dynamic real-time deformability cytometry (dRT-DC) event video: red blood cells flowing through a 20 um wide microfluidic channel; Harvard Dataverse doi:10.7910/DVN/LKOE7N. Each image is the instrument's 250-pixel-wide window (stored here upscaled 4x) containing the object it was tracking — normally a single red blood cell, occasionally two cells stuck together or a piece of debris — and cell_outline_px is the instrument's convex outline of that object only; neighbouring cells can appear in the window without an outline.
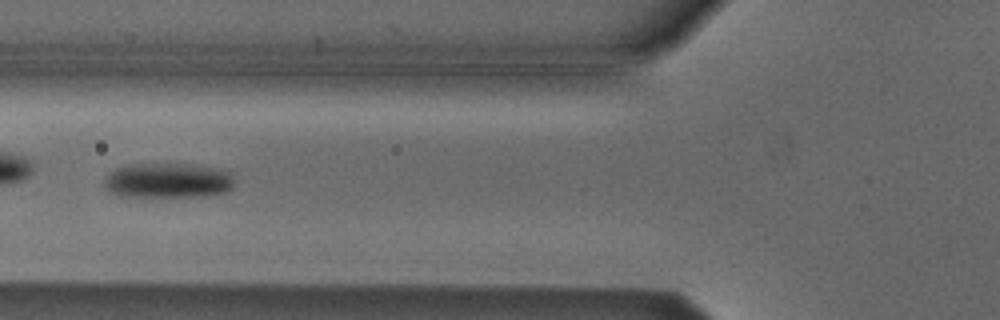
{"species": "Egyptian fruit bat (a non-hibernating species)", "species_latin": "Rousettus aegyptiacus", "temperature_condition": "cold", "stored_images_in_passage": 7, "camera_frame_rate_fps": 3000, "um_per_image_px": 0.085, "animal": {"sex": "male"}, "frame": {"image": 1, "passage_image": 4, "time_ms": 1.0, "image_size_px": [1000, 320], "cell_outline_px": [[232, 188], [228, 192], [208, 196], [120, 196], [108, 192], [104, 188], [104, 180], [108, 172], [116, 168], [128, 164], [184, 164], [216, 168], [228, 172], [232, 176]], "centroid_in_image_um": [14.22, 15.35], "position_along_channel_um": 111.6, "area_um2": 26.65}}
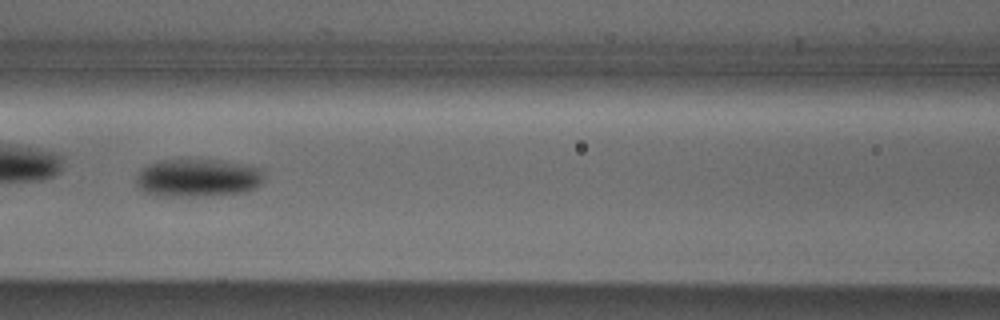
{"frame": {"image": 2, "passage_image": 5, "time_ms": 1.333, "image_size_px": [1000, 320], "cell_outline_px": [[264, 180], [256, 188], [240, 192], [192, 196], [156, 196], [144, 192], [136, 184], [136, 176], [140, 168], [148, 164], [160, 160], [224, 160], [260, 168]], "centroid_in_image_um": [16.76, 15.11], "position_along_channel_um": 149.8, "area_um2": 28.26}}
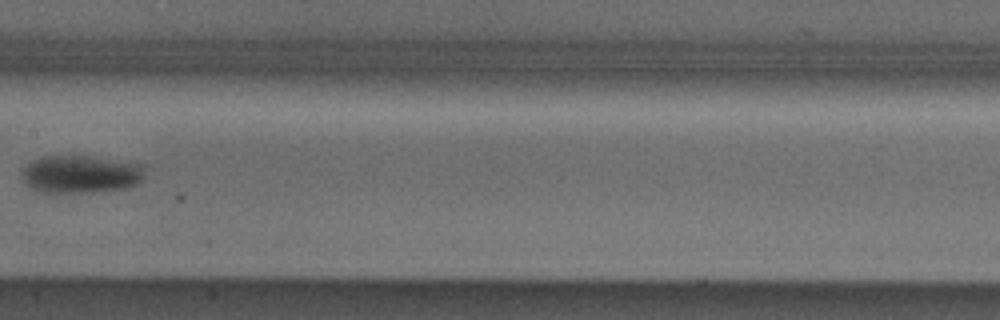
{"frame": {"image": 3, "passage_image": 6, "time_ms": 1.667, "image_size_px": [1000, 320], "cell_outline_px": [[144, 164], [140, 180], [136, 184], [128, 188], [92, 192], [44, 192], [32, 188], [24, 180], [24, 168], [28, 164], [44, 156], [84, 156]], "centroid_in_image_um": [6.89, 14.81], "position_along_channel_um": 200.5, "area_um2": 26.36}}